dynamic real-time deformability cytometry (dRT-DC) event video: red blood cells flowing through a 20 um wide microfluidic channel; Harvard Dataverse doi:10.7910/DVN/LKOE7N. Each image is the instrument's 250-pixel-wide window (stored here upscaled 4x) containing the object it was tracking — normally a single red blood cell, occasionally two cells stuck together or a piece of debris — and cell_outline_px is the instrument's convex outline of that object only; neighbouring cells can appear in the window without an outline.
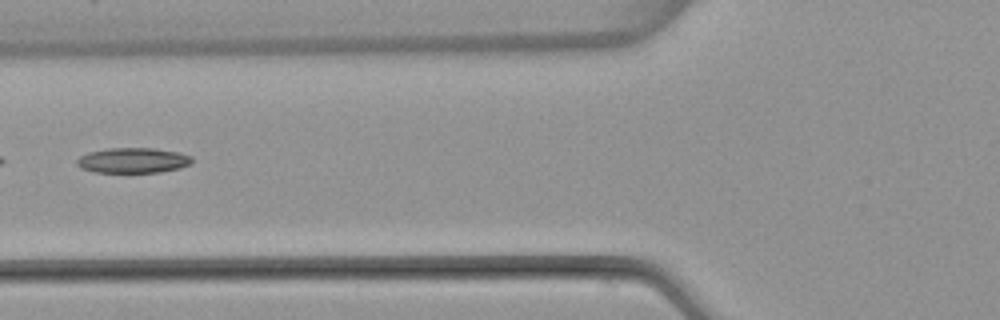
{"species": "common noctule bat (a hibernating species)", "species_latin": "Nyctalus noctula", "temperature_condition": "warm", "stored_images_in_passage": 6, "camera_frame_rate_fps": 3000, "um_per_image_px": 0.085, "animal": {"sex": "female", "body_mass_g": 22.7, "forearm_length_mm": 54.2}, "frame": {"image": 1, "passage_image": 6, "time_ms": 6.0, "image_size_px": [1000, 320], "cell_outline_px": [[192, 160], [188, 164], [180, 168], [160, 172], [96, 172], [80, 168], [76, 164], [76, 160], [80, 156], [88, 152], [108, 148], [152, 148], [180, 152], [192, 156]], "centroid_in_image_um": [11.28, 13.62], "position_along_channel_um": 114.5, "area_um2": 16.94}}